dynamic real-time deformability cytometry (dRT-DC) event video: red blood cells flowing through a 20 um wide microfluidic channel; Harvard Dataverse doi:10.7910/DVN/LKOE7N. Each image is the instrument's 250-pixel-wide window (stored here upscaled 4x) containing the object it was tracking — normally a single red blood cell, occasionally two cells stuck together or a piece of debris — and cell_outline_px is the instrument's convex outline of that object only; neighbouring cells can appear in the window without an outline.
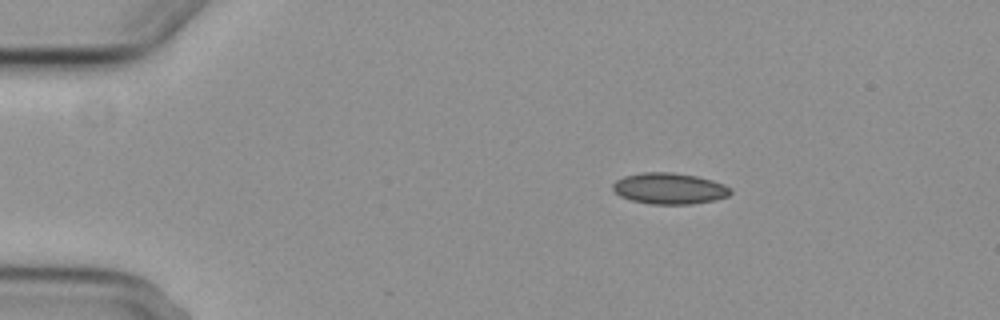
{"species": "common noctule bat (a hibernating species)", "species_latin": "Nyctalus noctula", "temperature_condition": "cold", "stored_images_in_passage": 3, "camera_frame_rate_fps": 3000, "um_per_image_px": 0.085, "animal": {"sex": "female", "body_mass_g": 29.2, "forearm_length_mm": 56.3}, "frame": {"image": 1, "passage_image": 1, "time_ms": 0.0, "image_size_px": [1000, 320], "cell_outline_px": [[732, 192], [728, 196], [716, 200], [692, 204], [652, 204], [632, 200], [620, 196], [612, 188], [612, 184], [616, 180], [624, 176], [640, 172], [672, 172], [696, 176], [712, 180], [724, 184], [732, 188]], "centroid_in_image_um": [56.92, 16.02], "position_along_channel_um": 28.1, "area_um2": 21.5}}